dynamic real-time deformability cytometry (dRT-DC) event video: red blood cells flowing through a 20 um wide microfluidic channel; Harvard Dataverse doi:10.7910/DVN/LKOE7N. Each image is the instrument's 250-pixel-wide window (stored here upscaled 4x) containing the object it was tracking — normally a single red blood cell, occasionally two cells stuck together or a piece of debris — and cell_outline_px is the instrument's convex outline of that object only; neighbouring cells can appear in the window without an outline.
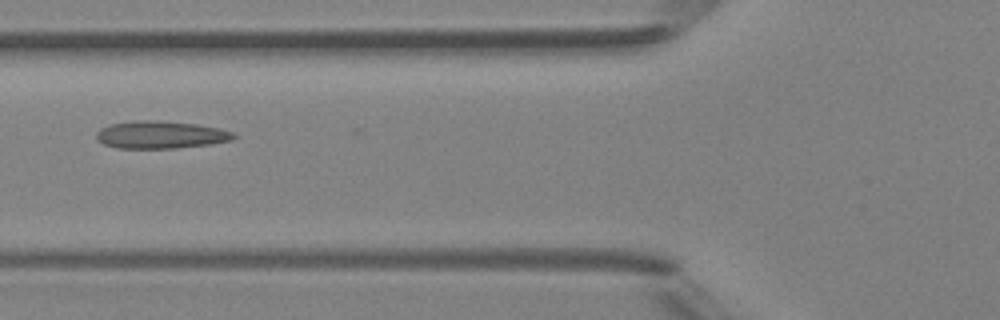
{"species": "Egyptian fruit bat (a non-hibernating species)", "species_latin": "Rousettus aegyptiacus", "temperature_condition": "room temperature", "stored_images_in_passage": 4, "camera_frame_rate_fps": 3000, "um_per_image_px": 0.085, "animal": {"sex": "female"}, "frame": {"image": 1, "passage_image": 4, "time_ms": 4.333, "image_size_px": [1000, 320], "cell_outline_px": [[236, 136], [232, 140], [208, 144], [176, 148], [116, 148], [104, 144], [96, 140], [96, 132], [100, 128], [112, 124], [136, 120], [152, 120], [196, 124], [220, 128], [232, 132]], "centroid_in_image_um": [13.62, 11.46], "position_along_channel_um": 112.2, "area_um2": 21.91}}